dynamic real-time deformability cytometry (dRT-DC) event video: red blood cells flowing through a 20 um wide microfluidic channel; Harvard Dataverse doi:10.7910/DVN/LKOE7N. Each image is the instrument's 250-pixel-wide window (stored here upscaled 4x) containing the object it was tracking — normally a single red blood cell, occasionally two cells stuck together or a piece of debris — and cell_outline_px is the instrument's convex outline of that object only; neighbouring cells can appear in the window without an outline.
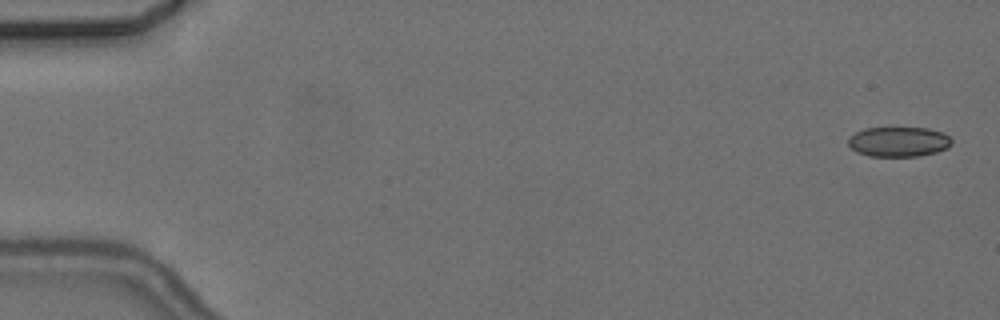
{"species": "common noctule bat (a hibernating species)", "species_latin": "Nyctalus noctula", "temperature_condition": "cold", "stored_images_in_passage": 6, "camera_frame_rate_fps": 3000, "um_per_image_px": 0.085, "animal": {"sex": "female", "body_mass_g": 24.6, "forearm_length_mm": 56.2}, "frame": {"image": 1, "passage_image": 1, "time_ms": 0.0, "image_size_px": [1000, 320], "cell_outline_px": [[952, 144], [948, 148], [936, 152], [920, 156], [868, 156], [856, 152], [848, 144], [848, 136], [864, 128], [928, 128], [944, 132], [952, 140]], "centroid_in_image_um": [76.39, 12.05], "position_along_channel_um": 8.6, "area_um2": 18.21}}
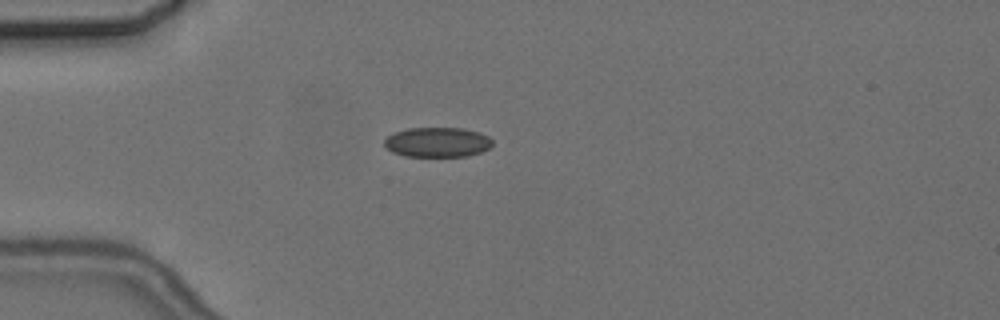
{"frame": {"image": 2, "passage_image": 5, "time_ms": 4.667, "image_size_px": [1000, 320], "cell_outline_px": [[492, 144], [488, 148], [480, 152], [468, 156], [404, 156], [392, 152], [384, 144], [384, 140], [392, 132], [408, 128], [464, 128], [480, 132], [488, 136], [492, 140]], "centroid_in_image_um": [37.17, 12.08], "position_along_channel_um": 47.8, "area_um2": 18.84}}
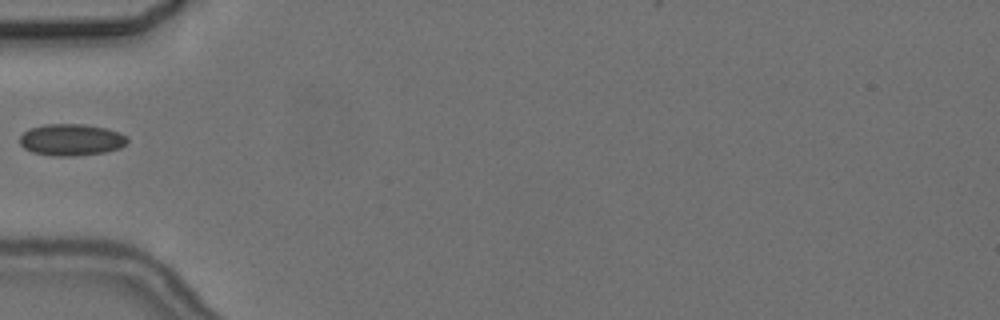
{"frame": {"image": 3, "passage_image": 6, "time_ms": 6.0, "image_size_px": [1000, 320], "cell_outline_px": [[128, 140], [120, 148], [104, 152], [76, 156], [56, 156], [32, 152], [24, 148], [20, 144], [20, 136], [28, 128], [44, 124], [84, 124], [108, 128], [120, 132], [128, 136]], "centroid_in_image_um": [6.06, 11.87], "position_along_channel_um": 78.9, "area_um2": 20.06}}